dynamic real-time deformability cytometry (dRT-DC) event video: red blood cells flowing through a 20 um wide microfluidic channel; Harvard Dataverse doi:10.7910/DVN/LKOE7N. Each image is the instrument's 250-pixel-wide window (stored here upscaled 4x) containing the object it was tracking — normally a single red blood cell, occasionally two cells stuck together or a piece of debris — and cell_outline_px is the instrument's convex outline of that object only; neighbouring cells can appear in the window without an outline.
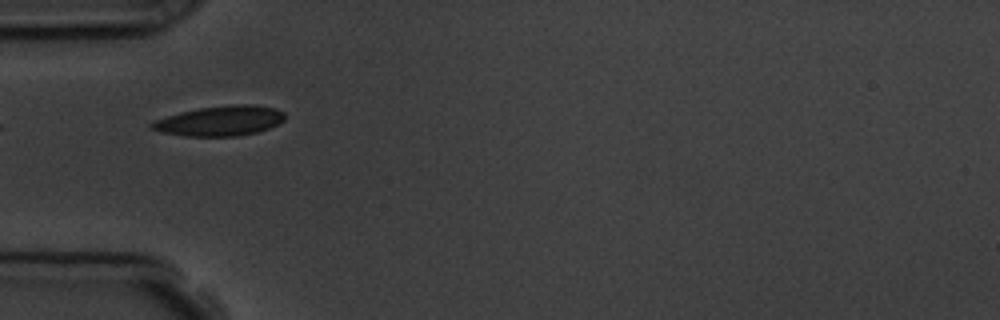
{"species": "common noctule bat (a hibernating species)", "species_latin": "Nyctalus noctula", "temperature_condition": "room temperature", "stored_images_in_passage": 7, "camera_frame_rate_fps": 3000, "um_per_image_px": 0.085, "animal": {"sex": "male", "body_mass_g": 19.5, "forearm_length_mm": 54.6}, "frame": {"image": 1, "passage_image": 2, "time_ms": 1.333, "image_size_px": [1000, 320], "cell_outline_px": [[284, 120], [268, 128], [256, 132], [236, 136], [184, 136], [160, 132], [148, 128], [148, 124], [156, 120], [180, 112], [200, 108], [228, 104], [252, 104], [272, 108], [284, 112]], "centroid_in_image_um": [18.65, 10.27], "position_along_channel_um": 66.3, "area_um2": 23.18}}
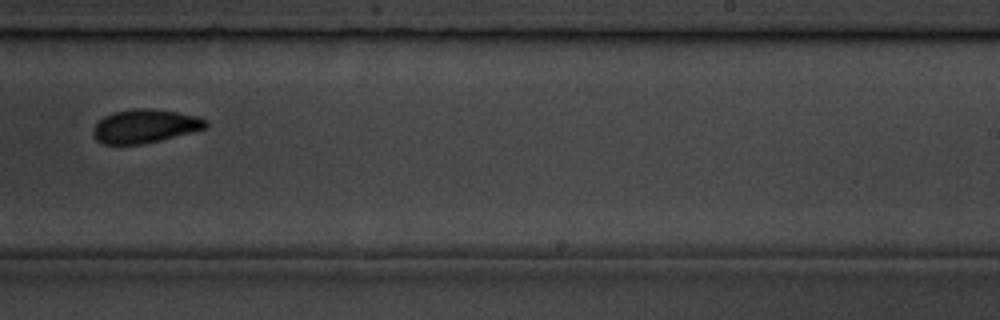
{"frame": {"image": 2, "passage_image": 7, "time_ms": 7.0, "image_size_px": [1000, 320], "cell_outline_px": [[208, 128], [160, 140], [140, 144], [104, 144], [96, 140], [92, 136], [92, 128], [104, 116], [112, 112], [136, 108], [152, 108], [176, 112], [196, 116], [208, 120]], "centroid_in_image_um": [12.31, 10.72], "position_along_channel_um": 276.7, "area_um2": 22.14}}